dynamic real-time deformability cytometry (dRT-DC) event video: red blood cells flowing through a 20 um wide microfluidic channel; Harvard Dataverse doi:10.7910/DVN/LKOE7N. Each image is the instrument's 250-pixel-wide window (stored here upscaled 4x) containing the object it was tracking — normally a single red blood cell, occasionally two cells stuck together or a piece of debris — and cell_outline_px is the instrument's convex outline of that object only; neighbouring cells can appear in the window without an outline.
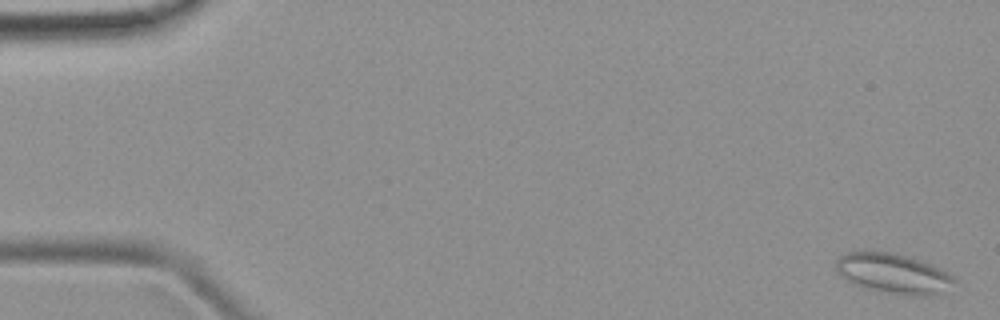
{"species": "common noctule bat (a hibernating species)", "species_latin": "Nyctalus noctula", "temperature_condition": "room temperature", "stored_images_in_passage": 51, "camera_frame_rate_fps": 3000, "um_per_image_px": 0.085, "animal": {"sex": "female", "body_mass_g": 19.9}, "frame": {"image": 1, "passage_image": 2, "time_ms": 0.333, "image_size_px": [1000, 320], "cell_outline_px": [[956, 280], [936, 292], [928, 296], [912, 296], [864, 288], [840, 276], [836, 272], [836, 260], [840, 256], [848, 252], [888, 252], [920, 260], [932, 264], [948, 272]], "centroid_in_image_um": [75.87, 23.23], "position_along_channel_um": 9.1, "area_um2": 26.82}}
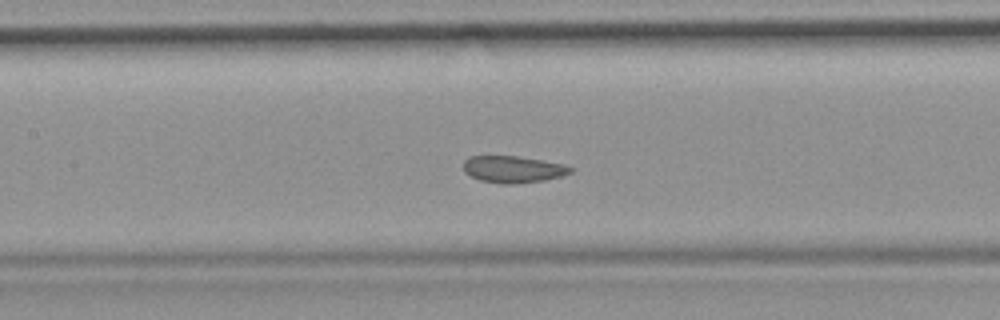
{"frame": {"image": 2, "passage_image": 24, "time_ms": 7.667, "image_size_px": [1000, 320], "cell_outline_px": [[572, 172], [560, 176], [544, 180], [516, 184], [500, 184], [480, 180], [464, 172], [464, 160], [468, 156], [520, 156], [564, 164], [572, 168]], "centroid_in_image_um": [43.59, 14.39], "position_along_channel_um": 163.8, "area_um2": 16.76}}
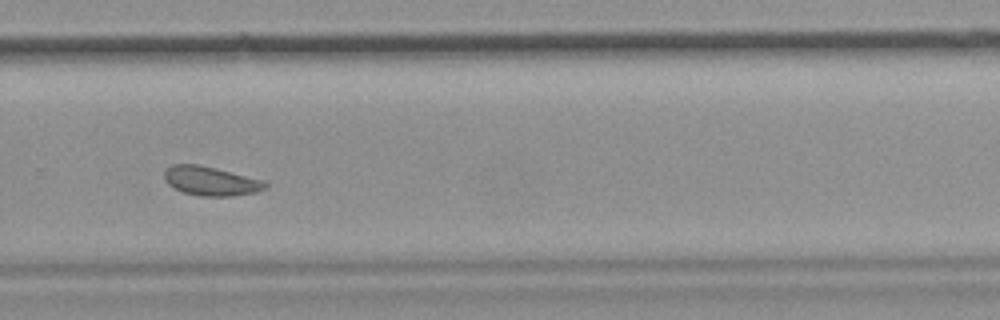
{"frame": {"image": 3, "passage_image": 35, "time_ms": 11.333, "image_size_px": [1000, 320], "cell_outline_px": [[268, 184], [264, 188], [256, 192], [236, 196], [200, 196], [184, 192], [168, 184], [164, 180], [164, 172], [172, 164], [196, 164], [216, 168], [264, 180]], "centroid_in_image_um": [17.92, 15.39], "position_along_channel_um": 311.9, "area_um2": 17.05}}